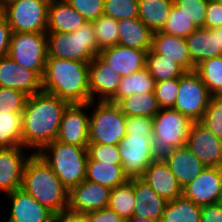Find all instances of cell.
<instances>
[{
    "label": "cell",
    "mask_w": 222,
    "mask_h": 222,
    "mask_svg": "<svg viewBox=\"0 0 222 222\" xmlns=\"http://www.w3.org/2000/svg\"><path fill=\"white\" fill-rule=\"evenodd\" d=\"M0 87L11 88L31 96L42 91V77L9 56L0 57Z\"/></svg>",
    "instance_id": "cell-16"
},
{
    "label": "cell",
    "mask_w": 222,
    "mask_h": 222,
    "mask_svg": "<svg viewBox=\"0 0 222 222\" xmlns=\"http://www.w3.org/2000/svg\"><path fill=\"white\" fill-rule=\"evenodd\" d=\"M193 121L178 110L161 108L153 117V156L164 159L173 149L186 146Z\"/></svg>",
    "instance_id": "cell-6"
},
{
    "label": "cell",
    "mask_w": 222,
    "mask_h": 222,
    "mask_svg": "<svg viewBox=\"0 0 222 222\" xmlns=\"http://www.w3.org/2000/svg\"><path fill=\"white\" fill-rule=\"evenodd\" d=\"M174 6L186 18L196 25L204 27L207 5L209 0H173Z\"/></svg>",
    "instance_id": "cell-40"
},
{
    "label": "cell",
    "mask_w": 222,
    "mask_h": 222,
    "mask_svg": "<svg viewBox=\"0 0 222 222\" xmlns=\"http://www.w3.org/2000/svg\"><path fill=\"white\" fill-rule=\"evenodd\" d=\"M222 189V167H206L182 188V195L198 206L216 204Z\"/></svg>",
    "instance_id": "cell-13"
},
{
    "label": "cell",
    "mask_w": 222,
    "mask_h": 222,
    "mask_svg": "<svg viewBox=\"0 0 222 222\" xmlns=\"http://www.w3.org/2000/svg\"><path fill=\"white\" fill-rule=\"evenodd\" d=\"M7 56L43 77L48 58L47 33L12 32Z\"/></svg>",
    "instance_id": "cell-9"
},
{
    "label": "cell",
    "mask_w": 222,
    "mask_h": 222,
    "mask_svg": "<svg viewBox=\"0 0 222 222\" xmlns=\"http://www.w3.org/2000/svg\"><path fill=\"white\" fill-rule=\"evenodd\" d=\"M155 83L145 67L132 75L122 77L118 90L110 102L118 104L123 98L135 93L154 92Z\"/></svg>",
    "instance_id": "cell-30"
},
{
    "label": "cell",
    "mask_w": 222,
    "mask_h": 222,
    "mask_svg": "<svg viewBox=\"0 0 222 222\" xmlns=\"http://www.w3.org/2000/svg\"><path fill=\"white\" fill-rule=\"evenodd\" d=\"M89 111V144L119 145L126 136V116L119 105L90 101Z\"/></svg>",
    "instance_id": "cell-7"
},
{
    "label": "cell",
    "mask_w": 222,
    "mask_h": 222,
    "mask_svg": "<svg viewBox=\"0 0 222 222\" xmlns=\"http://www.w3.org/2000/svg\"><path fill=\"white\" fill-rule=\"evenodd\" d=\"M196 29V25L189 21V19L179 12V10L173 5L168 18L160 31L168 35L186 38Z\"/></svg>",
    "instance_id": "cell-38"
},
{
    "label": "cell",
    "mask_w": 222,
    "mask_h": 222,
    "mask_svg": "<svg viewBox=\"0 0 222 222\" xmlns=\"http://www.w3.org/2000/svg\"><path fill=\"white\" fill-rule=\"evenodd\" d=\"M141 179L167 201L182 195V187L164 159L152 161Z\"/></svg>",
    "instance_id": "cell-21"
},
{
    "label": "cell",
    "mask_w": 222,
    "mask_h": 222,
    "mask_svg": "<svg viewBox=\"0 0 222 222\" xmlns=\"http://www.w3.org/2000/svg\"><path fill=\"white\" fill-rule=\"evenodd\" d=\"M85 179L110 189L123 185L129 180L123 171L122 164L94 161L89 156Z\"/></svg>",
    "instance_id": "cell-28"
},
{
    "label": "cell",
    "mask_w": 222,
    "mask_h": 222,
    "mask_svg": "<svg viewBox=\"0 0 222 222\" xmlns=\"http://www.w3.org/2000/svg\"><path fill=\"white\" fill-rule=\"evenodd\" d=\"M214 1L219 2V3H222V0H214Z\"/></svg>",
    "instance_id": "cell-57"
},
{
    "label": "cell",
    "mask_w": 222,
    "mask_h": 222,
    "mask_svg": "<svg viewBox=\"0 0 222 222\" xmlns=\"http://www.w3.org/2000/svg\"><path fill=\"white\" fill-rule=\"evenodd\" d=\"M68 105L67 101L44 91L28 96L22 112V147L38 153L55 141Z\"/></svg>",
    "instance_id": "cell-1"
},
{
    "label": "cell",
    "mask_w": 222,
    "mask_h": 222,
    "mask_svg": "<svg viewBox=\"0 0 222 222\" xmlns=\"http://www.w3.org/2000/svg\"><path fill=\"white\" fill-rule=\"evenodd\" d=\"M11 205L5 222H52L53 212L22 188L6 194Z\"/></svg>",
    "instance_id": "cell-18"
},
{
    "label": "cell",
    "mask_w": 222,
    "mask_h": 222,
    "mask_svg": "<svg viewBox=\"0 0 222 222\" xmlns=\"http://www.w3.org/2000/svg\"><path fill=\"white\" fill-rule=\"evenodd\" d=\"M207 87L195 71H186L179 78V90L175 110L198 122L205 113L211 99Z\"/></svg>",
    "instance_id": "cell-10"
},
{
    "label": "cell",
    "mask_w": 222,
    "mask_h": 222,
    "mask_svg": "<svg viewBox=\"0 0 222 222\" xmlns=\"http://www.w3.org/2000/svg\"><path fill=\"white\" fill-rule=\"evenodd\" d=\"M201 222H222V204L201 206Z\"/></svg>",
    "instance_id": "cell-50"
},
{
    "label": "cell",
    "mask_w": 222,
    "mask_h": 222,
    "mask_svg": "<svg viewBox=\"0 0 222 222\" xmlns=\"http://www.w3.org/2000/svg\"><path fill=\"white\" fill-rule=\"evenodd\" d=\"M152 142L153 136L138 134L126 135L120 141L121 164L129 179L141 178L150 163L156 160L153 156Z\"/></svg>",
    "instance_id": "cell-11"
},
{
    "label": "cell",
    "mask_w": 222,
    "mask_h": 222,
    "mask_svg": "<svg viewBox=\"0 0 222 222\" xmlns=\"http://www.w3.org/2000/svg\"><path fill=\"white\" fill-rule=\"evenodd\" d=\"M173 175L183 188L193 181L206 166L186 147L173 149L165 158Z\"/></svg>",
    "instance_id": "cell-24"
},
{
    "label": "cell",
    "mask_w": 222,
    "mask_h": 222,
    "mask_svg": "<svg viewBox=\"0 0 222 222\" xmlns=\"http://www.w3.org/2000/svg\"><path fill=\"white\" fill-rule=\"evenodd\" d=\"M52 222H86L84 214L69 209L53 213Z\"/></svg>",
    "instance_id": "cell-51"
},
{
    "label": "cell",
    "mask_w": 222,
    "mask_h": 222,
    "mask_svg": "<svg viewBox=\"0 0 222 222\" xmlns=\"http://www.w3.org/2000/svg\"><path fill=\"white\" fill-rule=\"evenodd\" d=\"M22 146L0 148V193L6 194L21 188L26 162L33 154ZM26 151V152H25Z\"/></svg>",
    "instance_id": "cell-15"
},
{
    "label": "cell",
    "mask_w": 222,
    "mask_h": 222,
    "mask_svg": "<svg viewBox=\"0 0 222 222\" xmlns=\"http://www.w3.org/2000/svg\"><path fill=\"white\" fill-rule=\"evenodd\" d=\"M86 21H94L104 14V0H66Z\"/></svg>",
    "instance_id": "cell-45"
},
{
    "label": "cell",
    "mask_w": 222,
    "mask_h": 222,
    "mask_svg": "<svg viewBox=\"0 0 222 222\" xmlns=\"http://www.w3.org/2000/svg\"><path fill=\"white\" fill-rule=\"evenodd\" d=\"M21 188L53 213L68 209L69 191L37 153L26 162Z\"/></svg>",
    "instance_id": "cell-3"
},
{
    "label": "cell",
    "mask_w": 222,
    "mask_h": 222,
    "mask_svg": "<svg viewBox=\"0 0 222 222\" xmlns=\"http://www.w3.org/2000/svg\"><path fill=\"white\" fill-rule=\"evenodd\" d=\"M153 131V117H126V135L138 134L141 136H153Z\"/></svg>",
    "instance_id": "cell-46"
},
{
    "label": "cell",
    "mask_w": 222,
    "mask_h": 222,
    "mask_svg": "<svg viewBox=\"0 0 222 222\" xmlns=\"http://www.w3.org/2000/svg\"><path fill=\"white\" fill-rule=\"evenodd\" d=\"M194 71L212 96H222V55L203 60Z\"/></svg>",
    "instance_id": "cell-35"
},
{
    "label": "cell",
    "mask_w": 222,
    "mask_h": 222,
    "mask_svg": "<svg viewBox=\"0 0 222 222\" xmlns=\"http://www.w3.org/2000/svg\"><path fill=\"white\" fill-rule=\"evenodd\" d=\"M145 67L156 83L173 78H180L186 72L177 62L159 53H155L152 49L146 54Z\"/></svg>",
    "instance_id": "cell-31"
},
{
    "label": "cell",
    "mask_w": 222,
    "mask_h": 222,
    "mask_svg": "<svg viewBox=\"0 0 222 222\" xmlns=\"http://www.w3.org/2000/svg\"><path fill=\"white\" fill-rule=\"evenodd\" d=\"M166 58L172 59L181 65L186 71H194L195 66L191 61L185 38L168 35L161 31L153 33L152 48Z\"/></svg>",
    "instance_id": "cell-25"
},
{
    "label": "cell",
    "mask_w": 222,
    "mask_h": 222,
    "mask_svg": "<svg viewBox=\"0 0 222 222\" xmlns=\"http://www.w3.org/2000/svg\"><path fill=\"white\" fill-rule=\"evenodd\" d=\"M118 105L126 117H154L161 109L154 92L135 93L134 95L123 98Z\"/></svg>",
    "instance_id": "cell-33"
},
{
    "label": "cell",
    "mask_w": 222,
    "mask_h": 222,
    "mask_svg": "<svg viewBox=\"0 0 222 222\" xmlns=\"http://www.w3.org/2000/svg\"><path fill=\"white\" fill-rule=\"evenodd\" d=\"M129 180L133 183L135 191L133 216L160 222L168 201L159 196L141 178H131Z\"/></svg>",
    "instance_id": "cell-22"
},
{
    "label": "cell",
    "mask_w": 222,
    "mask_h": 222,
    "mask_svg": "<svg viewBox=\"0 0 222 222\" xmlns=\"http://www.w3.org/2000/svg\"><path fill=\"white\" fill-rule=\"evenodd\" d=\"M86 222H125L113 209L104 207L84 214Z\"/></svg>",
    "instance_id": "cell-48"
},
{
    "label": "cell",
    "mask_w": 222,
    "mask_h": 222,
    "mask_svg": "<svg viewBox=\"0 0 222 222\" xmlns=\"http://www.w3.org/2000/svg\"><path fill=\"white\" fill-rule=\"evenodd\" d=\"M125 222H159V221H154V220H150V219H147V218H140V217H137V216H132L131 218H129Z\"/></svg>",
    "instance_id": "cell-52"
},
{
    "label": "cell",
    "mask_w": 222,
    "mask_h": 222,
    "mask_svg": "<svg viewBox=\"0 0 222 222\" xmlns=\"http://www.w3.org/2000/svg\"><path fill=\"white\" fill-rule=\"evenodd\" d=\"M118 44L146 50L152 48L153 31L149 29L138 17L119 20Z\"/></svg>",
    "instance_id": "cell-27"
},
{
    "label": "cell",
    "mask_w": 222,
    "mask_h": 222,
    "mask_svg": "<svg viewBox=\"0 0 222 222\" xmlns=\"http://www.w3.org/2000/svg\"><path fill=\"white\" fill-rule=\"evenodd\" d=\"M138 0H104V15L116 20L138 17Z\"/></svg>",
    "instance_id": "cell-41"
},
{
    "label": "cell",
    "mask_w": 222,
    "mask_h": 222,
    "mask_svg": "<svg viewBox=\"0 0 222 222\" xmlns=\"http://www.w3.org/2000/svg\"><path fill=\"white\" fill-rule=\"evenodd\" d=\"M12 30L6 17L0 15V57L8 55Z\"/></svg>",
    "instance_id": "cell-49"
},
{
    "label": "cell",
    "mask_w": 222,
    "mask_h": 222,
    "mask_svg": "<svg viewBox=\"0 0 222 222\" xmlns=\"http://www.w3.org/2000/svg\"><path fill=\"white\" fill-rule=\"evenodd\" d=\"M46 33L48 58L90 62L100 51L91 21H86L74 32Z\"/></svg>",
    "instance_id": "cell-5"
},
{
    "label": "cell",
    "mask_w": 222,
    "mask_h": 222,
    "mask_svg": "<svg viewBox=\"0 0 222 222\" xmlns=\"http://www.w3.org/2000/svg\"><path fill=\"white\" fill-rule=\"evenodd\" d=\"M90 62L47 58L42 77V91L53 94L69 104L89 103Z\"/></svg>",
    "instance_id": "cell-2"
},
{
    "label": "cell",
    "mask_w": 222,
    "mask_h": 222,
    "mask_svg": "<svg viewBox=\"0 0 222 222\" xmlns=\"http://www.w3.org/2000/svg\"><path fill=\"white\" fill-rule=\"evenodd\" d=\"M186 147L206 167H222V140L199 122H193Z\"/></svg>",
    "instance_id": "cell-14"
},
{
    "label": "cell",
    "mask_w": 222,
    "mask_h": 222,
    "mask_svg": "<svg viewBox=\"0 0 222 222\" xmlns=\"http://www.w3.org/2000/svg\"><path fill=\"white\" fill-rule=\"evenodd\" d=\"M122 76L96 55L89 64L91 101H110L116 94Z\"/></svg>",
    "instance_id": "cell-19"
},
{
    "label": "cell",
    "mask_w": 222,
    "mask_h": 222,
    "mask_svg": "<svg viewBox=\"0 0 222 222\" xmlns=\"http://www.w3.org/2000/svg\"><path fill=\"white\" fill-rule=\"evenodd\" d=\"M22 112L0 113V148L22 146Z\"/></svg>",
    "instance_id": "cell-34"
},
{
    "label": "cell",
    "mask_w": 222,
    "mask_h": 222,
    "mask_svg": "<svg viewBox=\"0 0 222 222\" xmlns=\"http://www.w3.org/2000/svg\"><path fill=\"white\" fill-rule=\"evenodd\" d=\"M134 206L135 191L130 180L111 189L108 207L113 209L124 221L133 216Z\"/></svg>",
    "instance_id": "cell-36"
},
{
    "label": "cell",
    "mask_w": 222,
    "mask_h": 222,
    "mask_svg": "<svg viewBox=\"0 0 222 222\" xmlns=\"http://www.w3.org/2000/svg\"><path fill=\"white\" fill-rule=\"evenodd\" d=\"M2 11H3V4H2V2L0 0V15H2Z\"/></svg>",
    "instance_id": "cell-54"
},
{
    "label": "cell",
    "mask_w": 222,
    "mask_h": 222,
    "mask_svg": "<svg viewBox=\"0 0 222 222\" xmlns=\"http://www.w3.org/2000/svg\"><path fill=\"white\" fill-rule=\"evenodd\" d=\"M69 191L85 180L88 150L73 144L53 141L37 153Z\"/></svg>",
    "instance_id": "cell-4"
},
{
    "label": "cell",
    "mask_w": 222,
    "mask_h": 222,
    "mask_svg": "<svg viewBox=\"0 0 222 222\" xmlns=\"http://www.w3.org/2000/svg\"><path fill=\"white\" fill-rule=\"evenodd\" d=\"M146 54V50L117 44L101 49L98 56L111 66V69L124 77L145 68Z\"/></svg>",
    "instance_id": "cell-20"
},
{
    "label": "cell",
    "mask_w": 222,
    "mask_h": 222,
    "mask_svg": "<svg viewBox=\"0 0 222 222\" xmlns=\"http://www.w3.org/2000/svg\"><path fill=\"white\" fill-rule=\"evenodd\" d=\"M46 1H48V2L50 3V2H54V1H57V0H46Z\"/></svg>",
    "instance_id": "cell-56"
},
{
    "label": "cell",
    "mask_w": 222,
    "mask_h": 222,
    "mask_svg": "<svg viewBox=\"0 0 222 222\" xmlns=\"http://www.w3.org/2000/svg\"><path fill=\"white\" fill-rule=\"evenodd\" d=\"M92 24L95 31L97 47L100 50L118 44V20L103 14L98 19L92 21Z\"/></svg>",
    "instance_id": "cell-37"
},
{
    "label": "cell",
    "mask_w": 222,
    "mask_h": 222,
    "mask_svg": "<svg viewBox=\"0 0 222 222\" xmlns=\"http://www.w3.org/2000/svg\"><path fill=\"white\" fill-rule=\"evenodd\" d=\"M219 46L222 47V27H218Z\"/></svg>",
    "instance_id": "cell-53"
},
{
    "label": "cell",
    "mask_w": 222,
    "mask_h": 222,
    "mask_svg": "<svg viewBox=\"0 0 222 222\" xmlns=\"http://www.w3.org/2000/svg\"><path fill=\"white\" fill-rule=\"evenodd\" d=\"M85 22L84 17L71 7L66 0L49 3L47 32H74Z\"/></svg>",
    "instance_id": "cell-26"
},
{
    "label": "cell",
    "mask_w": 222,
    "mask_h": 222,
    "mask_svg": "<svg viewBox=\"0 0 222 222\" xmlns=\"http://www.w3.org/2000/svg\"><path fill=\"white\" fill-rule=\"evenodd\" d=\"M110 192V188L85 179L69 190L68 209L85 214L108 207Z\"/></svg>",
    "instance_id": "cell-17"
},
{
    "label": "cell",
    "mask_w": 222,
    "mask_h": 222,
    "mask_svg": "<svg viewBox=\"0 0 222 222\" xmlns=\"http://www.w3.org/2000/svg\"><path fill=\"white\" fill-rule=\"evenodd\" d=\"M185 41L194 66L203 60L222 55V47L219 46L218 40V27L197 28L185 38Z\"/></svg>",
    "instance_id": "cell-23"
},
{
    "label": "cell",
    "mask_w": 222,
    "mask_h": 222,
    "mask_svg": "<svg viewBox=\"0 0 222 222\" xmlns=\"http://www.w3.org/2000/svg\"><path fill=\"white\" fill-rule=\"evenodd\" d=\"M88 156L94 161L121 164L119 145L88 144Z\"/></svg>",
    "instance_id": "cell-44"
},
{
    "label": "cell",
    "mask_w": 222,
    "mask_h": 222,
    "mask_svg": "<svg viewBox=\"0 0 222 222\" xmlns=\"http://www.w3.org/2000/svg\"><path fill=\"white\" fill-rule=\"evenodd\" d=\"M219 203L222 204V189H221V195H220V201H219Z\"/></svg>",
    "instance_id": "cell-55"
},
{
    "label": "cell",
    "mask_w": 222,
    "mask_h": 222,
    "mask_svg": "<svg viewBox=\"0 0 222 222\" xmlns=\"http://www.w3.org/2000/svg\"><path fill=\"white\" fill-rule=\"evenodd\" d=\"M160 222H201V206L181 195L168 201Z\"/></svg>",
    "instance_id": "cell-32"
},
{
    "label": "cell",
    "mask_w": 222,
    "mask_h": 222,
    "mask_svg": "<svg viewBox=\"0 0 222 222\" xmlns=\"http://www.w3.org/2000/svg\"><path fill=\"white\" fill-rule=\"evenodd\" d=\"M222 27V3L209 0L207 5L204 28Z\"/></svg>",
    "instance_id": "cell-47"
},
{
    "label": "cell",
    "mask_w": 222,
    "mask_h": 222,
    "mask_svg": "<svg viewBox=\"0 0 222 222\" xmlns=\"http://www.w3.org/2000/svg\"><path fill=\"white\" fill-rule=\"evenodd\" d=\"M138 18L153 32L160 31L174 5L173 0H138Z\"/></svg>",
    "instance_id": "cell-29"
},
{
    "label": "cell",
    "mask_w": 222,
    "mask_h": 222,
    "mask_svg": "<svg viewBox=\"0 0 222 222\" xmlns=\"http://www.w3.org/2000/svg\"><path fill=\"white\" fill-rule=\"evenodd\" d=\"M89 103L69 104L62 115L56 141L88 147Z\"/></svg>",
    "instance_id": "cell-12"
},
{
    "label": "cell",
    "mask_w": 222,
    "mask_h": 222,
    "mask_svg": "<svg viewBox=\"0 0 222 222\" xmlns=\"http://www.w3.org/2000/svg\"><path fill=\"white\" fill-rule=\"evenodd\" d=\"M198 122L222 140V96H211L209 105Z\"/></svg>",
    "instance_id": "cell-39"
},
{
    "label": "cell",
    "mask_w": 222,
    "mask_h": 222,
    "mask_svg": "<svg viewBox=\"0 0 222 222\" xmlns=\"http://www.w3.org/2000/svg\"><path fill=\"white\" fill-rule=\"evenodd\" d=\"M49 2L46 0H9L3 3L2 14L12 32H47Z\"/></svg>",
    "instance_id": "cell-8"
},
{
    "label": "cell",
    "mask_w": 222,
    "mask_h": 222,
    "mask_svg": "<svg viewBox=\"0 0 222 222\" xmlns=\"http://www.w3.org/2000/svg\"><path fill=\"white\" fill-rule=\"evenodd\" d=\"M27 98L21 91L0 87V113L23 112Z\"/></svg>",
    "instance_id": "cell-43"
},
{
    "label": "cell",
    "mask_w": 222,
    "mask_h": 222,
    "mask_svg": "<svg viewBox=\"0 0 222 222\" xmlns=\"http://www.w3.org/2000/svg\"><path fill=\"white\" fill-rule=\"evenodd\" d=\"M179 90V78L155 83L154 94L160 108H174Z\"/></svg>",
    "instance_id": "cell-42"
}]
</instances>
